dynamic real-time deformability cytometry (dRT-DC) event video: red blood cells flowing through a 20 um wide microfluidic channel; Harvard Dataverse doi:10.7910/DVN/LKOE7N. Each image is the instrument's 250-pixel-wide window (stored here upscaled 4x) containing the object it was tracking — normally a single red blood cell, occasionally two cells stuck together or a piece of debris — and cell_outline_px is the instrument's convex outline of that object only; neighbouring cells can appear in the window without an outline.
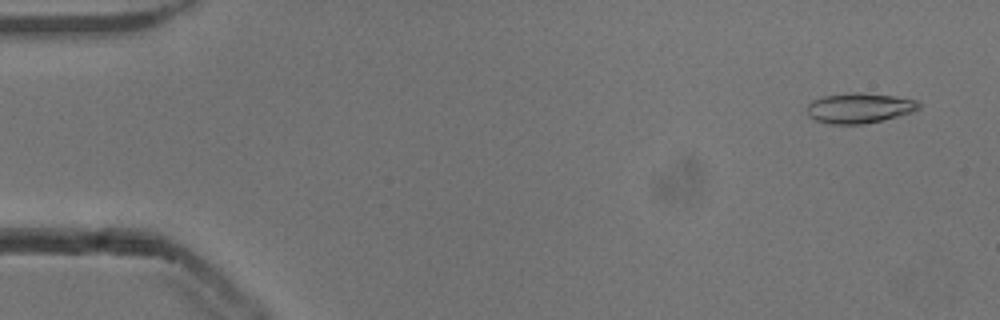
{"species": "common noctule bat (a hibernating species)", "species_latin": "Nyctalus noctula", "temperature_condition": "cold", "stored_images_in_passage": 53, "camera_frame_rate_fps": 3000, "um_per_image_px": 0.085, "animal": {"sex": "male", "body_mass_g": 13.3}, "frame": {"image": 1, "passage_image": 3, "time_ms": 0.667, "image_size_px": [1000, 320], "cell_outline_px": [[920, 108], [912, 112], [864, 124], [828, 124], [816, 120], [808, 116], [808, 104], [812, 100], [824, 96], [852, 92], [860, 92], [896, 96], [916, 100], [920, 104]], "centroid_in_image_um": [73.03, 9.17], "position_along_channel_um": 12.0, "area_um2": 19.59}}
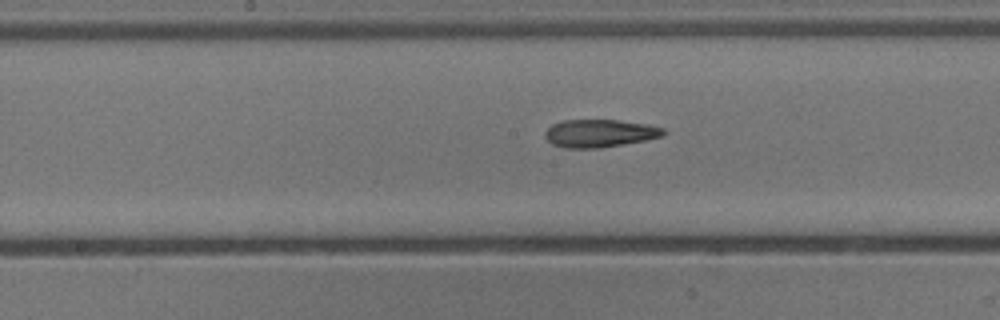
{"frame": {"image": 2, "passage_image": 27, "time_ms": 8.667, "image_size_px": [1000, 320], "cell_outline_px": [[668, 132], [660, 136], [644, 140], [600, 148], [564, 148], [552, 144], [544, 136], [544, 132], [552, 124], [564, 120], [620, 120], [648, 124], [664, 128]], "centroid_in_image_um": [50.96, 11.32], "position_along_channel_um": 197.2, "area_um2": 19.19}}
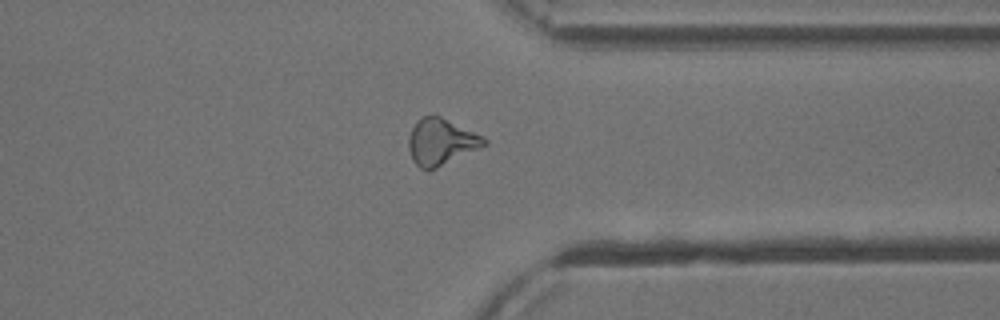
{"frame": {"image": 3, "passage_image": 41, "time_ms": 13.333, "image_size_px": [1000, 320], "cell_outline_px": [[488, 144], [436, 168], [420, 168], [412, 160], [408, 148], [408, 136], [416, 120], [424, 116], [440, 116], [484, 136], [488, 140]], "centroid_in_image_um": [37.48, 12.04], "position_along_channel_um": 373.9, "area_um2": 20.29}, "authors_computed_cell_mechanics": {"area_um2": 19.7098, "velocity_mm_per_s": 3.8594, "shape_relaxation_time_tau1_ms": null, "shape_relaxation_time_tau2_ms": 6.0694, "deformation_change_tau1": null, "deformation_change_tau2": 0.1752}}